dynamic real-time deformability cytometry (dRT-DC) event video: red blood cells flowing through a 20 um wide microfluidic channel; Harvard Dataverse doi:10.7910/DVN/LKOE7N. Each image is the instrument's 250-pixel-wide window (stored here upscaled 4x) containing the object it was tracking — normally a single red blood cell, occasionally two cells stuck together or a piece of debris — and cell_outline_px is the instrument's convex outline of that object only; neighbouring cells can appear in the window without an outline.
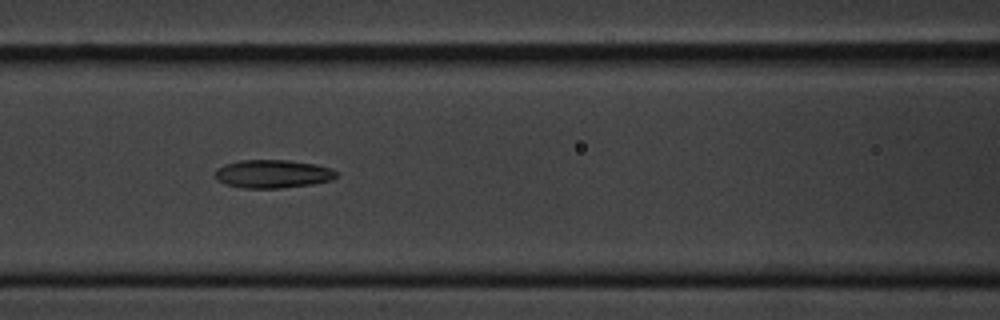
{"species": "common noctule bat (a hibernating species)", "species_latin": "Nyctalus noctula", "temperature_condition": "cold", "stored_images_in_passage": 8, "camera_frame_rate_fps": 3000, "um_per_image_px": 0.085, "animal": {"sex": "male", "body_mass_g": 20.1, "forearm_length_mm": 53.5}, "frame": {"image": 1, "passage_image": 7, "time_ms": 7.0, "image_size_px": [1000, 320], "cell_outline_px": [[336, 176], [332, 180], [312, 184], [280, 188], [244, 188], [224, 184], [216, 180], [216, 168], [224, 164], [240, 160], [288, 160], [316, 164], [332, 168], [336, 172]], "centroid_in_image_um": [23.17, 14.78], "position_along_channel_um": 143.4, "area_um2": 20.06}}
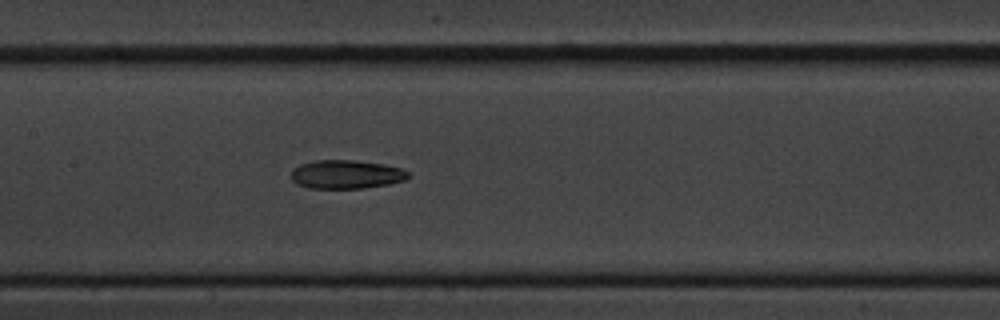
{"frame": {"image": 2, "passage_image": 8, "time_ms": 8.0, "image_size_px": [1000, 320], "cell_outline_px": [[408, 176], [404, 180], [388, 184], [364, 188], [308, 188], [296, 184], [292, 180], [292, 168], [300, 164], [316, 160], [356, 160], [384, 164], [400, 168], [408, 172]], "centroid_in_image_um": [29.39, 14.82], "position_along_channel_um": 178.0, "area_um2": 19.54}}